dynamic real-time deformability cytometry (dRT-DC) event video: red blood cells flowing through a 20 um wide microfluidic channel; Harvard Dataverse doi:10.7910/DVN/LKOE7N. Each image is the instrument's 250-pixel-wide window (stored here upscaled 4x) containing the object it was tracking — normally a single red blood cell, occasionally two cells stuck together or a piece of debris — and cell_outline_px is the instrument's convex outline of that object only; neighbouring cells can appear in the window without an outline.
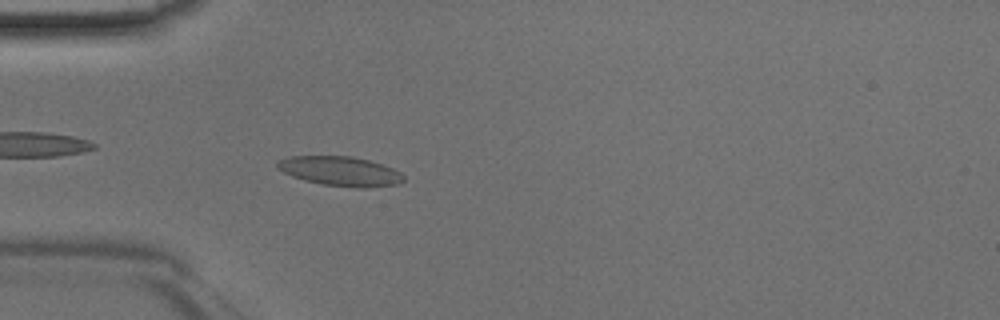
{"species": "Egyptian fruit bat (a non-hibernating species)", "species_latin": "Rousettus aegyptiacus", "temperature_condition": "room temperature", "stored_images_in_passage": 43, "camera_frame_rate_fps": 3000, "um_per_image_px": 0.085, "animal": {"sex": "male"}, "frame": {"image": 1, "passage_image": 11, "time_ms": 3.333, "image_size_px": [1000, 320], "cell_outline_px": [[404, 180], [396, 184], [364, 188], [356, 188], [324, 184], [304, 180], [292, 176], [276, 168], [276, 164], [280, 160], [292, 156], [352, 156], [368, 160], [392, 168], [400, 172], [404, 176]], "centroid_in_image_um": [28.92, 14.55], "position_along_channel_um": 56.1, "area_um2": 21.44}}
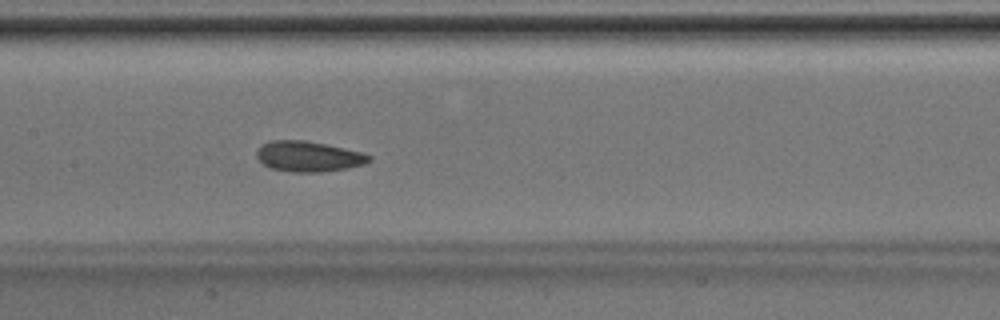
{"frame": {"image": 2, "passage_image": 20, "time_ms": 6.333, "image_size_px": [1000, 320], "cell_outline_px": [[372, 160], [364, 164], [348, 168], [320, 172], [292, 172], [272, 168], [264, 164], [256, 156], [256, 148], [260, 144], [268, 140], [304, 140], [324, 144], [360, 152], [372, 156]], "centroid_in_image_um": [26.18, 13.29], "position_along_channel_um": 181.2, "area_um2": 19.94}}
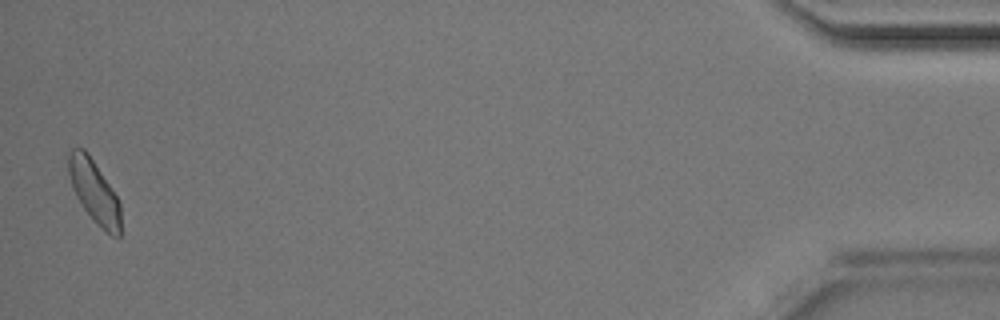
{"frame": {"image": 3, "passage_image": 43, "time_ms": 14.0, "image_size_px": [1000, 320], "cell_outline_px": [[120, 240], [112, 236], [84, 208], [76, 196], [72, 188], [68, 172], [68, 152], [72, 148], [84, 148], [88, 152], [116, 196], [120, 204]], "centroid_in_image_um": [7.99, 16.23], "position_along_channel_um": 427.2, "area_um2": 18.61}}